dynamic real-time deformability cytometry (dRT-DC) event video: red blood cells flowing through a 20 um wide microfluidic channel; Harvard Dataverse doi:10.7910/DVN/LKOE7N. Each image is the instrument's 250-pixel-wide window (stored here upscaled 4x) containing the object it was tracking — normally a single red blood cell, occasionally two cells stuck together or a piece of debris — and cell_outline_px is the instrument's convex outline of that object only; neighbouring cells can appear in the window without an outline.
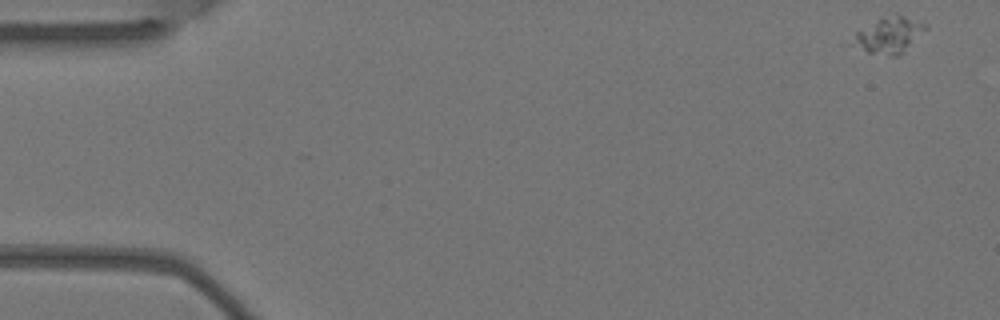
{"species": "Egyptian fruit bat (a non-hibernating species)", "species_latin": "Rousettus aegyptiacus", "temperature_condition": "warm", "stored_images_in_passage": 5, "camera_frame_rate_fps": 3000, "um_per_image_px": 0.085, "animal": {"sex": "female"}, "frame": {"image": 1, "passage_image": 1, "time_ms": 0.0, "image_size_px": [1000, 320], "cell_outline_px": [[928, 28], [896, 56], [888, 56], [868, 52], [840, 44], [856, 32], [896, 12], [928, 24]], "centroid_in_image_um": [75.43, 3.0], "position_along_channel_um": 9.6, "area_um2": 15.55}}